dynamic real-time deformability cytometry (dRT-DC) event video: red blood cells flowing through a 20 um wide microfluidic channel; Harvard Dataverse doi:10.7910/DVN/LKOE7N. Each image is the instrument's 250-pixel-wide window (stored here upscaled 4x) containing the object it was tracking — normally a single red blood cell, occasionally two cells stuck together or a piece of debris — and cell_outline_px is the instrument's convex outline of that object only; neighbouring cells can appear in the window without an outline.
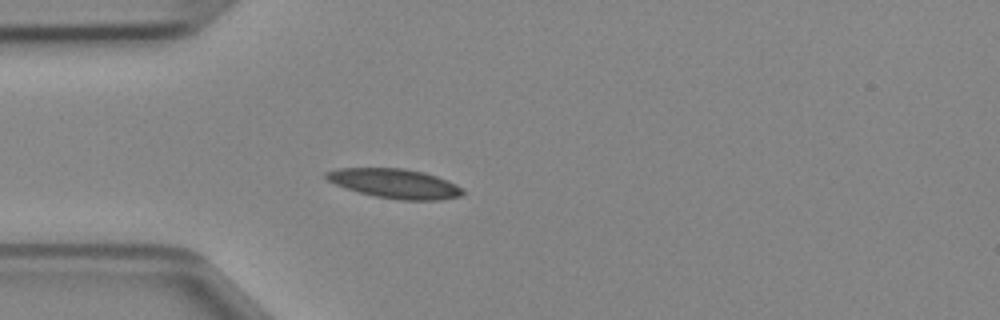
{"species": "Egyptian fruit bat (a non-hibernating species)", "species_latin": "Rousettus aegyptiacus", "temperature_condition": "cold", "stored_images_in_passage": 46, "camera_frame_rate_fps": 3000, "um_per_image_px": 0.085, "animal": {"sex": "female"}, "frame": {"image": 1, "passage_image": 12, "time_ms": 3.667, "image_size_px": [1000, 320], "cell_outline_px": [[464, 192], [460, 196], [440, 200], [400, 200], [376, 196], [344, 188], [328, 180], [324, 176], [324, 172], [336, 168], [404, 168], [424, 172], [448, 180], [464, 188]], "centroid_in_image_um": [33.57, 15.59], "position_along_channel_um": 51.4, "area_um2": 23.52}}
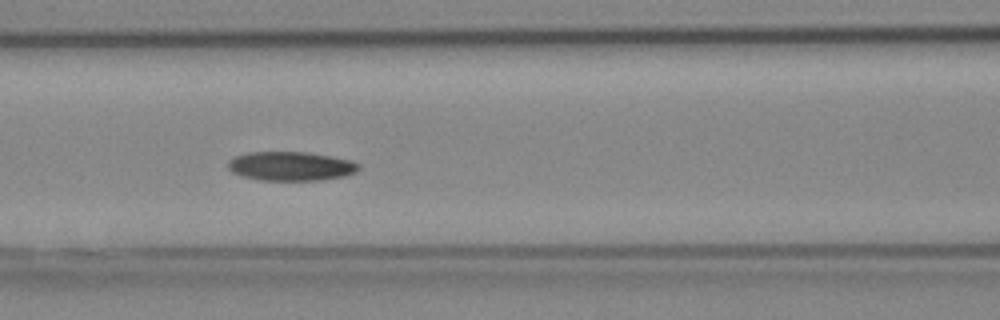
{"frame": {"image": 2, "passage_image": 19, "time_ms": 6.0, "image_size_px": [1000, 320], "cell_outline_px": [[360, 168], [356, 172], [344, 176], [320, 180], [260, 180], [244, 176], [232, 172], [228, 168], [228, 160], [236, 156], [248, 152], [308, 152], [332, 156], [352, 160], [360, 164]], "centroid_in_image_um": [24.75, 14.11], "position_along_channel_um": 141.8, "area_um2": 22.2}}
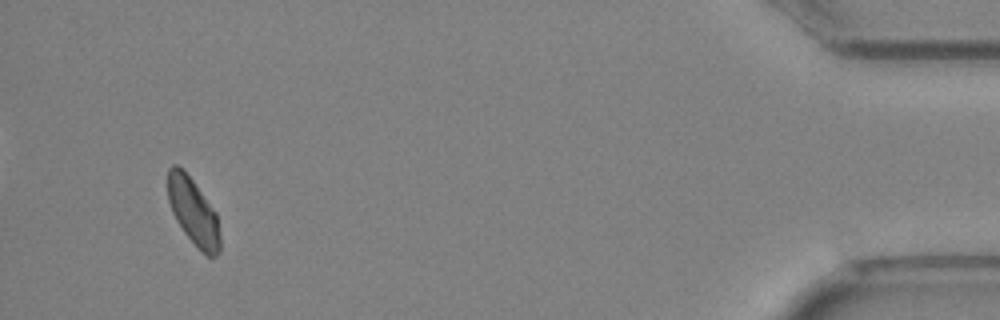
{"frame": {"image": 3, "passage_image": 44, "time_ms": 14.333, "image_size_px": [1000, 320], "cell_outline_px": [[220, 252], [216, 256], [208, 256], [184, 232], [176, 220], [172, 212], [168, 200], [168, 168], [172, 164], [176, 164], [192, 180], [216, 212], [220, 236]], "centroid_in_image_um": [16.43, 17.98], "position_along_channel_um": 418.8, "area_um2": 19.83}}